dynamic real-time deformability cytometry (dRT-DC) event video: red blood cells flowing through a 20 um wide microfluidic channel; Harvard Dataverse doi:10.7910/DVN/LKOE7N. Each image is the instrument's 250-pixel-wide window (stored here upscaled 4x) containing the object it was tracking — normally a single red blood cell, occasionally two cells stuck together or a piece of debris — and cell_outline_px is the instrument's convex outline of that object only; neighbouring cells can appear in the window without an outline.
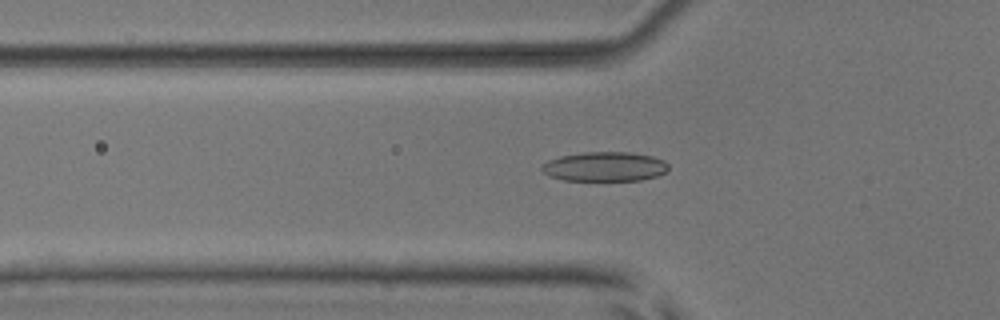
{"species": "common noctule bat (a hibernating species)", "species_latin": "Nyctalus noctula", "temperature_condition": "room temperature", "stored_images_in_passage": 47, "camera_frame_rate_fps": 3000, "um_per_image_px": 0.085, "animal": {"sex": "male", "body_mass_g": 17.9, "forearm_length_mm": 54.2}, "frame": {"image": 1, "passage_image": 12, "time_ms": 3.667, "image_size_px": [1000, 320], "cell_outline_px": [[668, 172], [656, 176], [640, 180], [564, 180], [548, 176], [540, 168], [548, 160], [560, 156], [584, 152], [632, 152], [652, 156], [664, 160], [668, 164]], "centroid_in_image_um": [51.42, 14.15], "position_along_channel_um": 74.4, "area_um2": 21.79}}
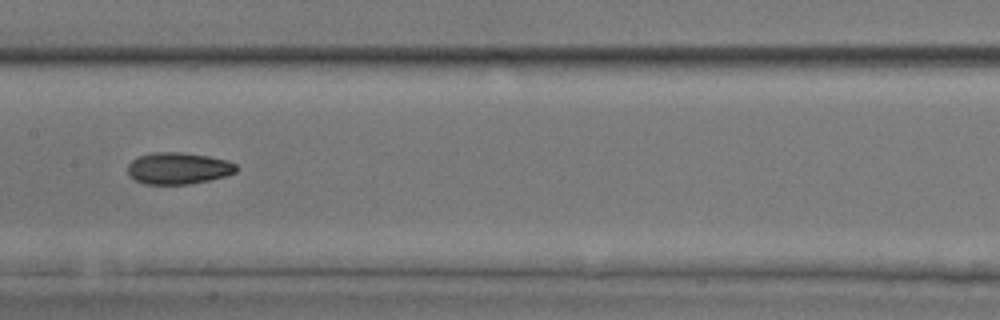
{"frame": {"image": 2, "passage_image": 21, "time_ms": 6.667, "image_size_px": [1000, 320], "cell_outline_px": [[236, 172], [228, 176], [188, 184], [144, 184], [136, 180], [128, 172], [128, 164], [136, 156], [152, 152], [180, 152], [208, 156], [228, 160], [236, 164]], "centroid_in_image_um": [15.16, 14.29], "position_along_channel_um": 192.2, "area_um2": 20.11}}
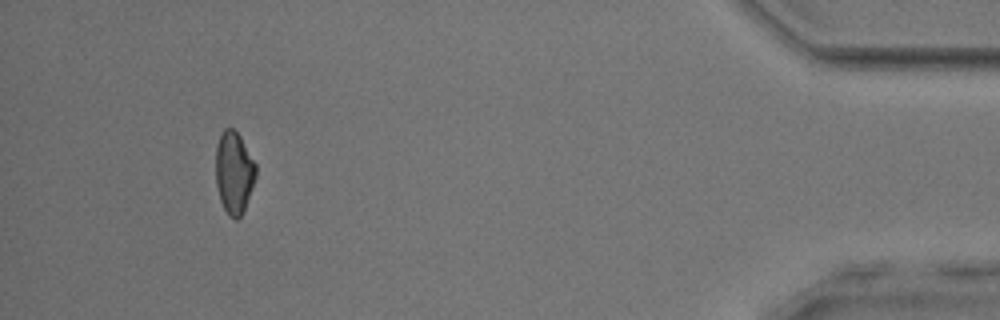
{"frame": {"image": 3, "passage_image": 43, "time_ms": 14.0, "image_size_px": [1000, 320], "cell_outline_px": [[256, 176], [244, 212], [236, 220], [228, 216], [220, 200], [216, 184], [216, 148], [220, 136], [224, 128], [232, 128], [240, 136], [256, 164]], "centroid_in_image_um": [19.89, 14.69], "position_along_channel_um": 415.3, "area_um2": 19.19}, "authors_computed_cell_mechanics": {"area_um2": 19.7098, "velocity_mm_per_s": 3.9216, "shape_relaxation_time_tau1_ms": 8.9519, "shape_relaxation_time_tau2_ms": 4.2091, "deformation_change_tau1": 0.1823, "deformation_change_tau2": 0.1056}}